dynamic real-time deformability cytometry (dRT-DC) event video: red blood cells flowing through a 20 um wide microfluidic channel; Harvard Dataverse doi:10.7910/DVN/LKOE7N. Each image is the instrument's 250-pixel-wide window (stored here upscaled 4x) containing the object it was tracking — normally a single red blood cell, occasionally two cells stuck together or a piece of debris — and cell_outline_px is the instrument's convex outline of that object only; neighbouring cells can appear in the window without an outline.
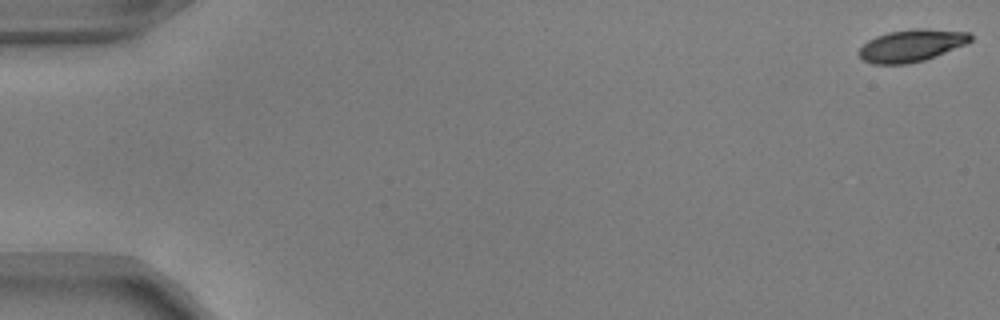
{"species": "common noctule bat (a hibernating species)", "species_latin": "Nyctalus noctula", "temperature_condition": "warm", "stored_images_in_passage": 53, "camera_frame_rate_fps": 3000, "um_per_image_px": 0.085, "animal": {"sex": "male", "body_mass_g": 17.9, "forearm_length_mm": 54.2}, "frame": {"image": 1, "passage_image": 1, "time_ms": 0.0, "image_size_px": [1000, 320], "cell_outline_px": [[972, 40], [964, 44], [924, 60], [908, 64], [872, 64], [864, 60], [860, 56], [860, 48], [868, 40], [876, 36], [888, 32], [912, 28], [924, 28], [968, 32], [972, 36]], "centroid_in_image_um": [77.46, 3.86], "position_along_channel_um": 7.5, "area_um2": 20.69}}
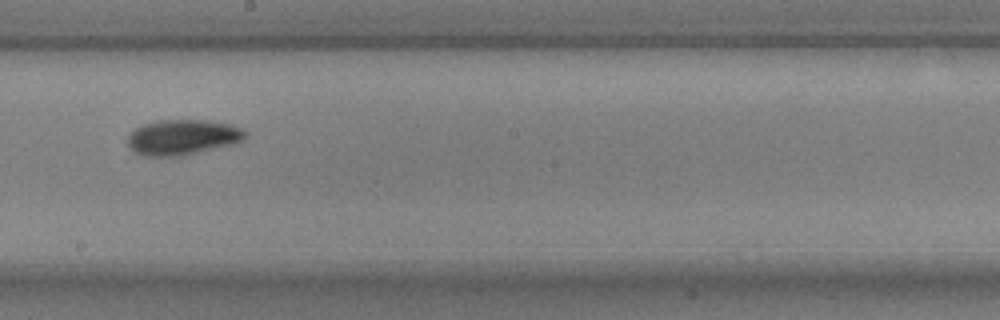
{"frame": {"image": 2, "passage_image": 31, "time_ms": 10.0, "image_size_px": [1000, 320], "cell_outline_px": [[248, 136], [244, 140], [232, 144], [184, 156], [144, 156], [136, 152], [128, 144], [128, 136], [136, 128], [144, 124], [156, 120], [208, 120], [232, 124], [248, 132]], "centroid_in_image_um": [15.57, 11.66], "position_along_channel_um": 232.6, "area_um2": 24.33}}
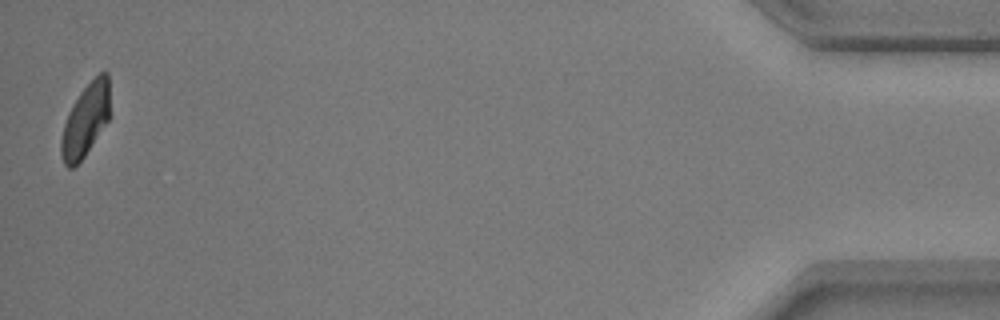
{"frame": {"image": 3, "passage_image": 53, "time_ms": 17.333, "image_size_px": [1000, 320], "cell_outline_px": [[108, 120], [84, 156], [72, 168], [68, 168], [64, 164], [60, 152], [60, 140], [64, 124], [68, 112], [80, 92], [100, 72], [108, 72]], "centroid_in_image_um": [7.23, 10.23], "position_along_channel_um": 428.0, "area_um2": 20.11}, "authors_computed_cell_mechanics": {"area_um2": 22.0796, "velocity_mm_per_s": 3.8207, "shape_relaxation_time_tau1_ms": 5.4997, "shape_relaxation_time_tau2_ms": 3.683, "deformation_change_tau1": 0.205, "deformation_change_tau2": 0.0828}}